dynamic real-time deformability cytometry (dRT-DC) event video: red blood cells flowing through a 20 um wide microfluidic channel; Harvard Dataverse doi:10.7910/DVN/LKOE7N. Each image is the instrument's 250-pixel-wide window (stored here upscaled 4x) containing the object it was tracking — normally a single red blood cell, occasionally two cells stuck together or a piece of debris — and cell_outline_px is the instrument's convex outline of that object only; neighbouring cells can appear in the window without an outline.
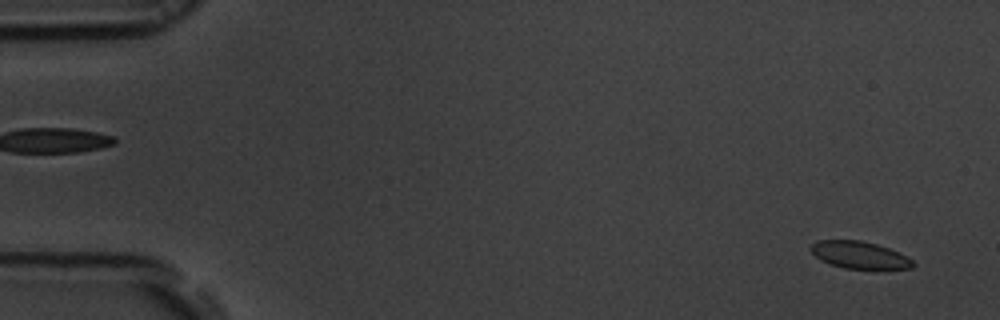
{"species": "common noctule bat (a hibernating species)", "species_latin": "Nyctalus noctula", "temperature_condition": "room temperature", "stored_images_in_passage": 55, "camera_frame_rate_fps": 3000, "um_per_image_px": 0.085, "animal": {"sex": "male", "body_mass_g": 19.5, "forearm_length_mm": 54.6}, "frame": {"image": 1, "passage_image": 3, "time_ms": 0.667, "image_size_px": [1000, 320], "cell_outline_px": [[916, 264], [912, 268], [844, 268], [820, 260], [808, 248], [816, 240], [860, 240], [876, 244], [900, 252], [912, 260]], "centroid_in_image_um": [73.04, 21.66], "position_along_channel_um": 12.0, "area_um2": 16.01}}
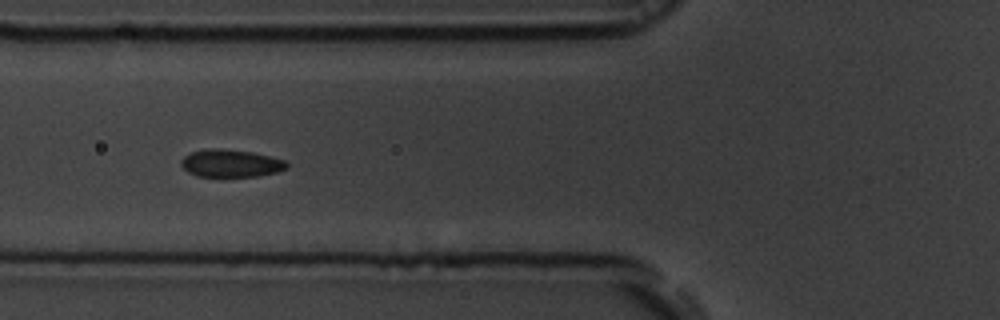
{"frame": {"image": 2, "passage_image": 21, "time_ms": 6.667, "image_size_px": [1000, 320], "cell_outline_px": [[288, 168], [276, 172], [256, 176], [196, 176], [188, 172], [180, 164], [180, 160], [184, 156], [192, 152], [208, 148], [216, 148], [252, 152], [288, 160]], "centroid_in_image_um": [19.63, 13.87], "position_along_channel_um": 106.2, "area_um2": 16.99}}
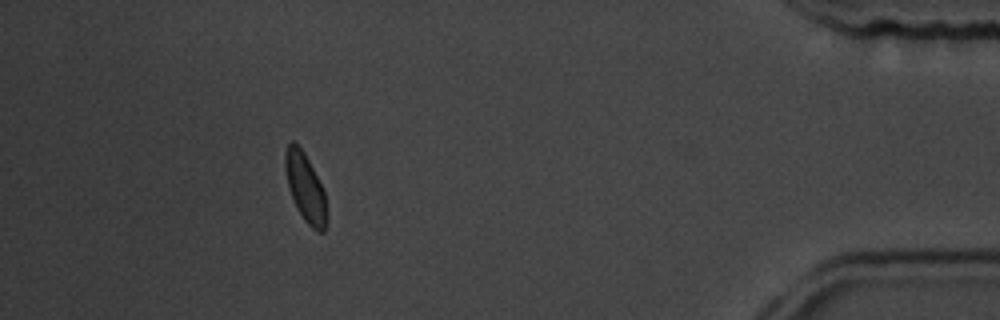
{"frame": {"image": 3, "passage_image": 50, "time_ms": 16.333, "image_size_px": [1000, 320], "cell_outline_px": [[328, 220], [324, 232], [316, 232], [304, 220], [296, 208], [288, 188], [284, 168], [284, 152], [288, 144], [292, 140], [304, 152], [324, 192], [328, 216]], "centroid_in_image_um": [25.94, 15.99], "position_along_channel_um": 409.3, "area_um2": 16.7}, "authors_computed_cell_mechanics": {"area_um2": 16.8776, "velocity_mm_per_s": 3.7017, "shape_relaxation_time_tau1_ms": 10.1429, "shape_relaxation_time_tau2_ms": 0.8314, "deformation_change_tau1": 0.3058, "deformation_change_tau2": 0.0435}}